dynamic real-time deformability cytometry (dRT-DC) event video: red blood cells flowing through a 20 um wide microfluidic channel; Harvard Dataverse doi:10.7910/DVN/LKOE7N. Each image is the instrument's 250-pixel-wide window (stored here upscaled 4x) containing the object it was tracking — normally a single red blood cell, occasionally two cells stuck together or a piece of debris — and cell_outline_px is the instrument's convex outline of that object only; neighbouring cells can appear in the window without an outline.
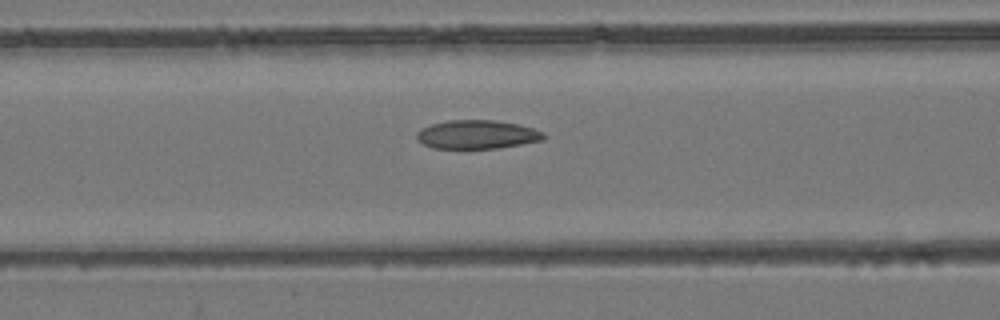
{"species": "common noctule bat (a hibernating species)", "species_latin": "Nyctalus noctula", "temperature_condition": "room temperature", "stored_images_in_passage": 53, "camera_frame_rate_fps": 3000, "um_per_image_px": 0.085, "animal": {"sex": "female", "body_mass_g": 24.6, "forearm_length_mm": 56.2}, "frame": {"image": 1, "passage_image": 22, "time_ms": 7.0, "image_size_px": [1000, 320], "cell_outline_px": [[548, 136], [544, 140], [500, 148], [432, 148], [416, 140], [416, 132], [420, 128], [432, 124], [448, 120], [496, 120], [520, 124], [544, 132]], "centroid_in_image_um": [40.57, 11.43], "position_along_channel_um": 126.0, "area_um2": 21.5}}
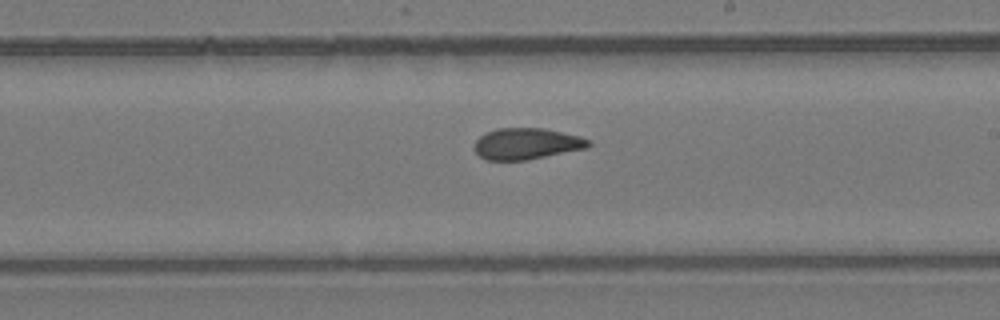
{"frame": {"image": 2, "passage_image": 31, "time_ms": 10.0, "image_size_px": [1000, 320], "cell_outline_px": [[592, 144], [588, 148], [524, 160], [484, 160], [472, 148], [476, 140], [480, 136], [496, 128], [544, 128], [580, 136], [592, 140]], "centroid_in_image_um": [44.77, 12.21], "position_along_channel_um": 244.2, "area_um2": 20.92}}
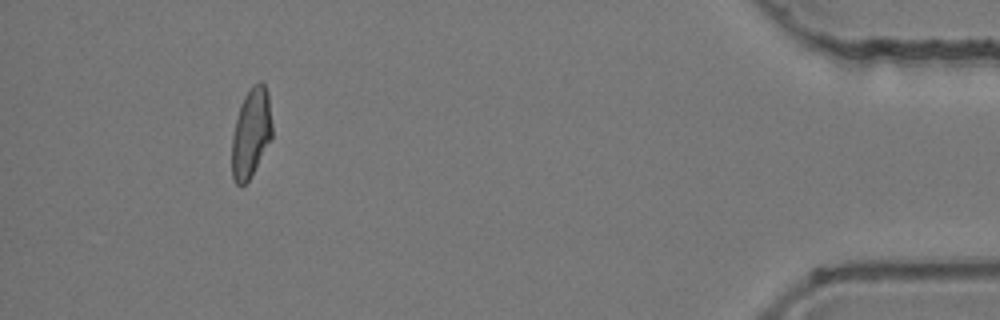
{"frame": {"image": 3, "passage_image": 49, "time_ms": 16.0, "image_size_px": [1000, 320], "cell_outline_px": [[272, 136], [248, 180], [240, 188], [236, 184], [232, 176], [232, 136], [240, 104], [244, 96], [252, 84], [260, 80], [264, 84], [268, 92], [272, 124]], "centroid_in_image_um": [21.33, 11.25], "position_along_channel_um": 413.9, "area_um2": 20.81}, "authors_computed_cell_mechanics": {"area_um2": 21.675, "velocity_mm_per_s": 3.9429, "shape_relaxation_time_tau1_ms": null, "shape_relaxation_time_tau2_ms": 3.251, "deformation_change_tau1": null, "deformation_change_tau2": 0.0955}}